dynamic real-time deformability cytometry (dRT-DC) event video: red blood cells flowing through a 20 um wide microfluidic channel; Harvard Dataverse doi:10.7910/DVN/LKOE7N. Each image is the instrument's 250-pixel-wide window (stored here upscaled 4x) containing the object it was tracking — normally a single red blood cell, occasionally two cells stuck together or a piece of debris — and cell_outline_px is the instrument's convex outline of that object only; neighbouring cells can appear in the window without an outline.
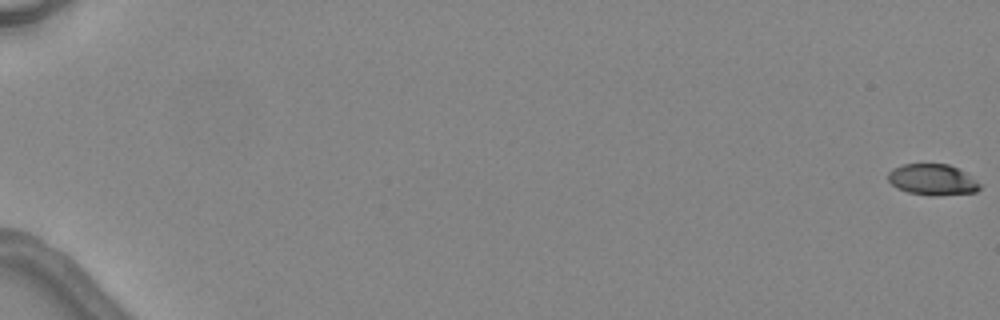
{"species": "common noctule bat (a hibernating species)", "species_latin": "Nyctalus noctula", "temperature_condition": "warm", "stored_images_in_passage": 8, "camera_frame_rate_fps": 3000, "um_per_image_px": 0.085, "animal": {"sex": "female", "body_mass_g": 24.6, "forearm_length_mm": 56.2}, "frame": {"image": 1, "passage_image": 1, "time_ms": 0.0, "image_size_px": [1000, 320], "cell_outline_px": [[980, 188], [976, 192], [936, 196], [932, 196], [908, 192], [896, 188], [888, 180], [888, 172], [892, 168], [904, 164], [948, 164], [964, 172], [980, 184]], "centroid_in_image_um": [79.23, 15.28], "position_along_channel_um": 5.8, "area_um2": 16.53}}
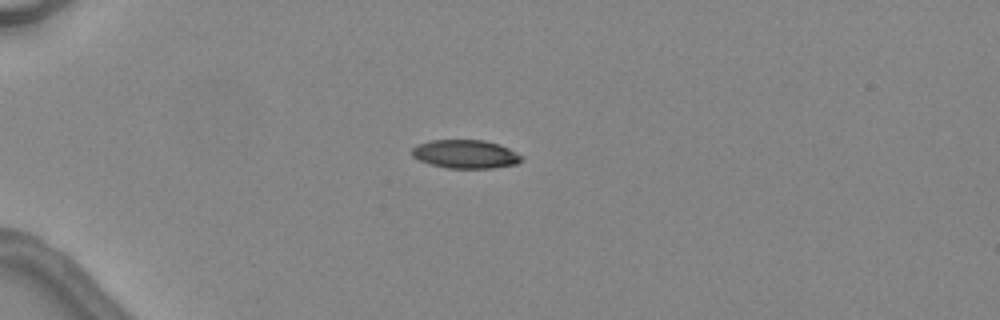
{"frame": {"image": 2, "passage_image": 5, "time_ms": 5.0, "image_size_px": [1000, 320], "cell_outline_px": [[524, 160], [516, 164], [492, 168], [448, 168], [432, 164], [420, 160], [412, 156], [412, 148], [416, 144], [428, 140], [484, 140], [500, 144], [524, 156]], "centroid_in_image_um": [39.59, 13.09], "position_along_channel_um": 45.4, "area_um2": 18.32}}